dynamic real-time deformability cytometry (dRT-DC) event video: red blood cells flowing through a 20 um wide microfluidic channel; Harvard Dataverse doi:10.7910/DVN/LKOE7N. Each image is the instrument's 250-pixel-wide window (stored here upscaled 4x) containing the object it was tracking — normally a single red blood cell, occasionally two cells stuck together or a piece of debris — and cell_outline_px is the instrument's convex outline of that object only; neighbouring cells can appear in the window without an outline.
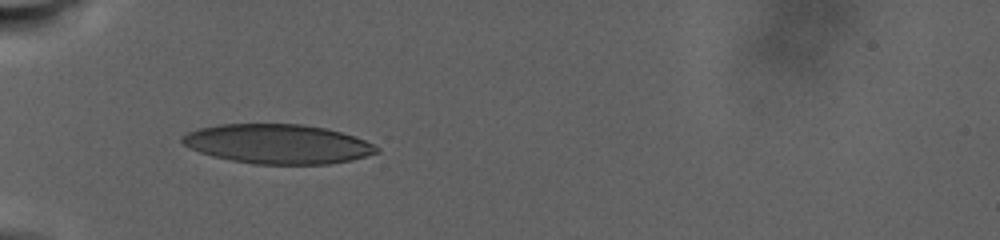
{"species": "human", "species_latin": "Homo sapiens", "temperature_condition": "warm", "stored_images_in_passage": 78, "camera_frame_rate_fps": 3000, "um_per_image_px": 0.085, "donor": {"sex": "male"}, "frame": {"image": 1, "passage_image": 1, "time_ms": 0.0, "image_size_px": [1000, 240], "cell_outline_px": [[380, 152], [352, 160], [328, 164], [256, 164], [232, 160], [212, 156], [200, 152], [184, 144], [180, 140], [180, 136], [196, 128], [220, 124], [304, 124], [328, 128], [364, 140], [380, 148]], "centroid_in_image_um": [23.6, 12.23], "position_along_channel_um": 61.4, "area_um2": 44.74}}
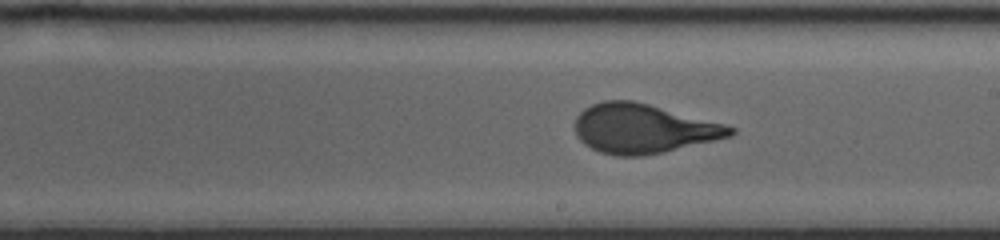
{"frame": {"image": 2, "passage_image": 31, "time_ms": 8.667, "image_size_px": [1000, 240], "cell_outline_px": [[736, 132], [732, 136], [664, 152], [640, 156], [616, 156], [600, 152], [584, 144], [576, 136], [576, 116], [584, 108], [592, 104], [604, 100], [632, 100], [648, 104], [724, 124], [736, 128]], "centroid_in_image_um": [54.66, 10.94], "position_along_channel_um": 234.3, "area_um2": 44.39}}
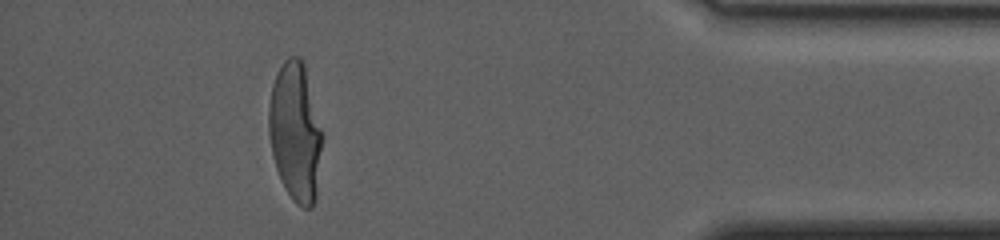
{"frame": {"image": 3, "passage_image": 63, "time_ms": 18.667, "image_size_px": [1000, 240], "cell_outline_px": [[324, 140], [316, 200], [312, 208], [304, 208], [296, 204], [292, 200], [284, 188], [280, 180], [276, 168], [272, 152], [268, 132], [268, 104], [272, 84], [284, 60], [288, 56], [300, 56], [304, 60], [324, 132]], "centroid_in_image_um": [25.15, 11.22], "position_along_channel_um": 410.1, "area_um2": 44.74}, "authors_computed_cell_mechanics": {"area_um2": 44.2748, "velocity_mm_per_s": 2.14, "shape_relaxation_time_tau1_ms": 9.4813, "shape_relaxation_time_tau2_ms": null, "deformation_change_tau1": 0.2657, "deformation_change_tau2": null}}